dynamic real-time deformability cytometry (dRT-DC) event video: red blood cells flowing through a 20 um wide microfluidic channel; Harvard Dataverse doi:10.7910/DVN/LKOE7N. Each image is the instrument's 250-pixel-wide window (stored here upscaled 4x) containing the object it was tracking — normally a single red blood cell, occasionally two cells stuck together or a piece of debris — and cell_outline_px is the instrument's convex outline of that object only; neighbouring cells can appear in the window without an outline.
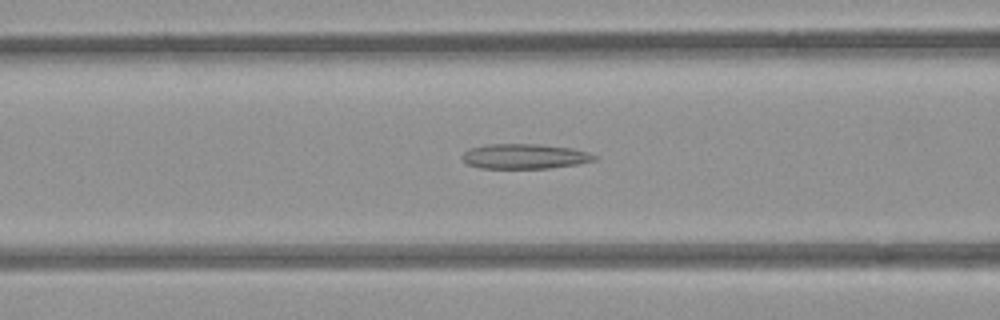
{"species": "common noctule bat (a hibernating species)", "species_latin": "Nyctalus noctula", "temperature_condition": "room temperature", "stored_images_in_passage": 52, "camera_frame_rate_fps": 3000, "um_per_image_px": 0.085, "animal": {"sex": "female", "body_mass_g": 21.9}, "frame": {"image": 1, "passage_image": 21, "time_ms": 6.667, "image_size_px": [1000, 320], "cell_outline_px": [[596, 160], [580, 164], [548, 168], [480, 168], [468, 164], [460, 156], [464, 152], [472, 148], [484, 144], [540, 144], [572, 148], [588, 152], [596, 156]], "centroid_in_image_um": [44.61, 13.28], "position_along_channel_um": 122.0, "area_um2": 19.25}}
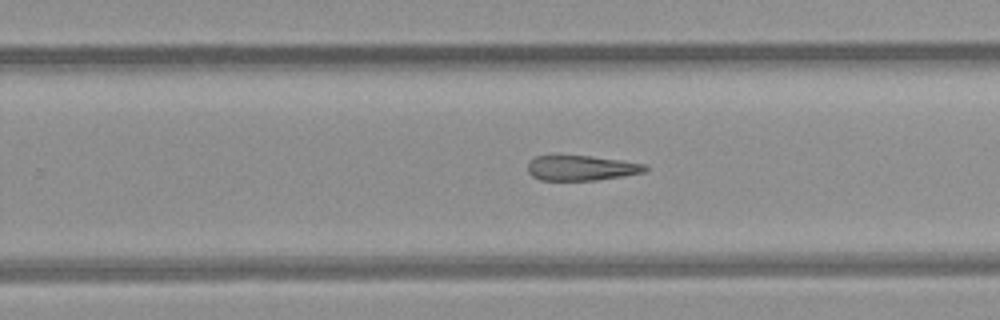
{"frame": {"image": 2, "passage_image": 33, "time_ms": 10.667, "image_size_px": [1000, 320], "cell_outline_px": [[648, 168], [644, 172], [624, 176], [596, 180], [540, 180], [532, 176], [528, 172], [528, 160], [536, 156], [592, 156], [648, 164]], "centroid_in_image_um": [49.43, 14.28], "position_along_channel_um": 280.4, "area_um2": 17.22}}
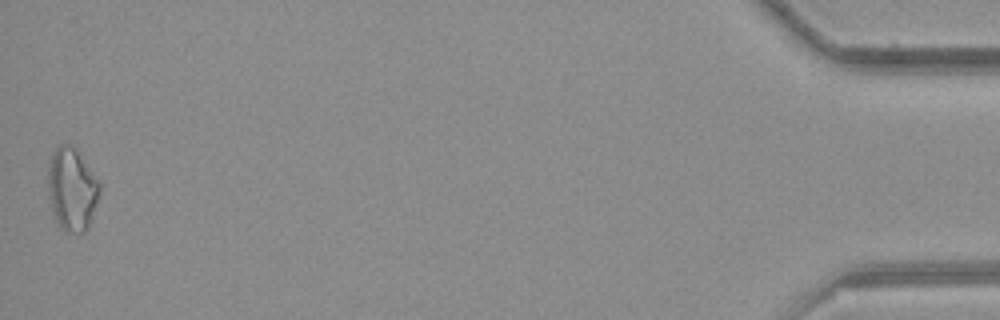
{"frame": {"image": 3, "passage_image": 52, "time_ms": 17.0, "image_size_px": [1000, 320], "cell_outline_px": [[100, 188], [96, 204], [88, 228], [84, 232], [64, 232], [60, 228], [52, 212], [48, 196], [48, 168], [52, 156], [56, 148], [60, 144], [72, 144], [100, 184]], "centroid_in_image_um": [6.09, 16.12], "position_along_channel_um": 429.1, "area_um2": 24.62}}